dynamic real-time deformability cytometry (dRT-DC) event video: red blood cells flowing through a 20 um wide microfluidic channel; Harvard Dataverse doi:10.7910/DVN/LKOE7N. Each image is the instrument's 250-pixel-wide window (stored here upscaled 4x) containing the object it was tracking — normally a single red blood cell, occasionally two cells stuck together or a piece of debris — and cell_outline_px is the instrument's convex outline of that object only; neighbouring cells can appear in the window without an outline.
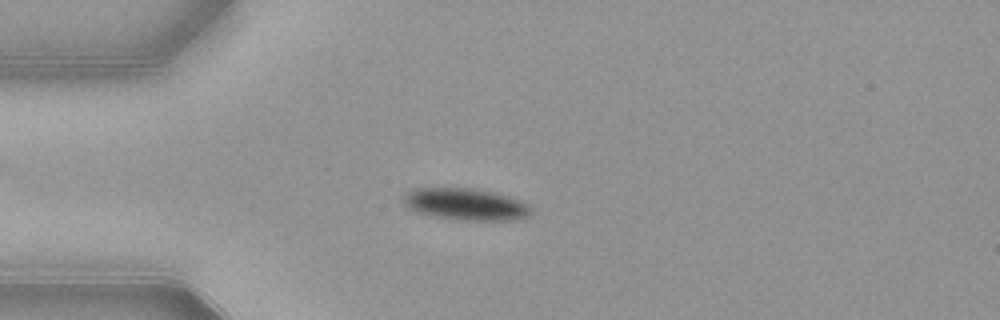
{"species": "common noctule bat (a hibernating species)", "species_latin": "Nyctalus noctula", "temperature_condition": "warm", "stored_images_in_passage": 52, "camera_frame_rate_fps": 3000, "um_per_image_px": 0.085, "animal": {"sex": "female", "body_mass_g": 21.9}, "frame": {"image": 1, "passage_image": 13, "time_ms": 4.0, "image_size_px": [1000, 320], "cell_outline_px": [[532, 212], [528, 216], [516, 220], [448, 220], [416, 212], [408, 208], [404, 204], [404, 196], [408, 192], [416, 188], [476, 188], [508, 196], [520, 200], [528, 204], [532, 208]], "centroid_in_image_um": [39.59, 17.37], "position_along_channel_um": 45.4, "area_um2": 23.93}}
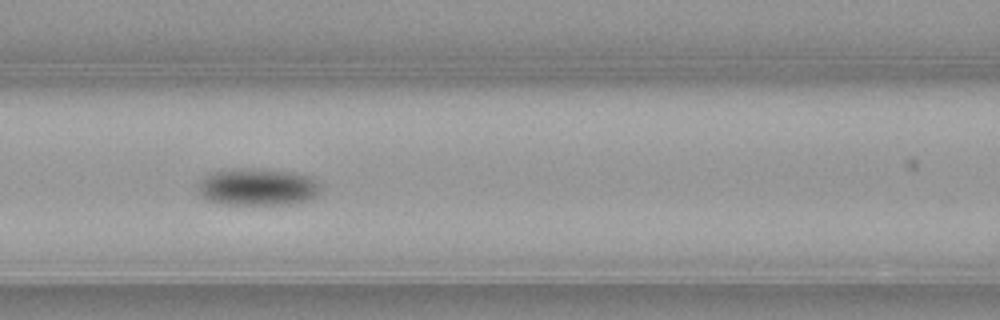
{"frame": {"image": 2, "passage_image": 22, "time_ms": 7.0, "image_size_px": [1000, 320], "cell_outline_px": [[324, 192], [308, 200], [288, 204], [224, 204], [208, 200], [200, 196], [200, 180], [208, 172], [224, 168], [260, 168], [300, 172], [312, 176], [320, 180], [324, 184]], "centroid_in_image_um": [22.01, 15.85], "position_along_channel_um": 144.6, "area_um2": 27.69}}
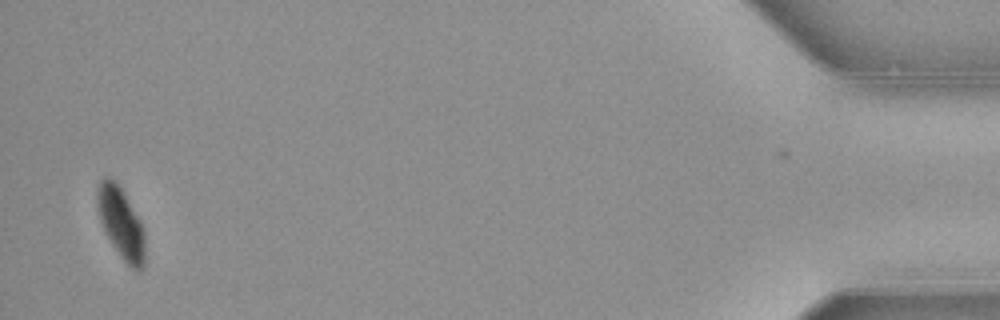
{"frame": {"image": 3, "passage_image": 51, "time_ms": 16.667, "image_size_px": [1000, 320], "cell_outline_px": [[144, 268], [140, 272], [136, 272], [120, 256], [104, 232], [100, 220], [96, 204], [96, 188], [100, 180], [104, 176], [108, 176], [120, 188], [140, 220], [144, 228]], "centroid_in_image_um": [10.27, 18.98], "position_along_channel_um": 424.9, "area_um2": 19.77}, "authors_computed_cell_mechanics": {"area_um2": 24.0159, "velocity_mm_per_s": 3.8586, "shape_relaxation_time_tau1_ms": 2.5189, "shape_relaxation_time_tau2_ms": null, "deformation_change_tau1": 0.1059, "deformation_change_tau2": null}}